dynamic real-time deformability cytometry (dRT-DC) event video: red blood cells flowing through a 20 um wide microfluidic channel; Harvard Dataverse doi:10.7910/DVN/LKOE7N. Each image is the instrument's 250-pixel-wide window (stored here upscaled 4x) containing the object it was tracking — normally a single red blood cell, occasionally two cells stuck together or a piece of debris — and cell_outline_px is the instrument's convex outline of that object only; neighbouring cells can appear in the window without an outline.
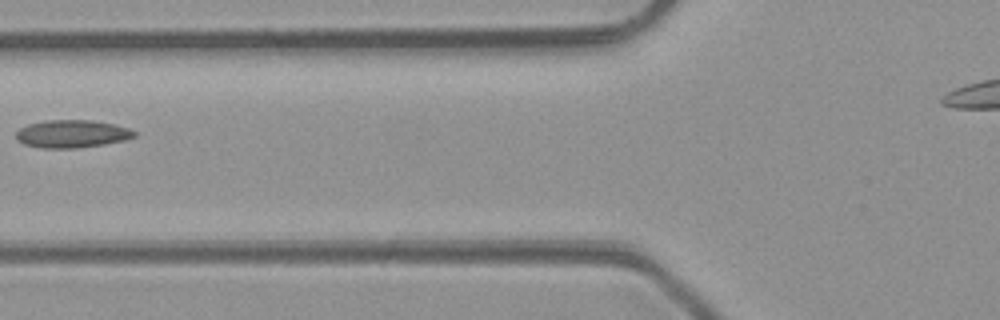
{"species": "common noctule bat (a hibernating species)", "species_latin": "Nyctalus noctula", "temperature_condition": "room temperature", "stored_images_in_passage": 6, "camera_frame_rate_fps": 3000, "um_per_image_px": 0.085, "animal": {"sex": "male", "body_mass_g": 23.1, "forearm_length_mm": 52.7}, "frame": {"image": 1, "passage_image": 6, "time_ms": 6.0, "image_size_px": [1000, 320], "cell_outline_px": [[136, 136], [124, 140], [104, 144], [76, 148], [40, 148], [24, 144], [16, 140], [16, 132], [20, 128], [28, 124], [44, 120], [92, 120], [116, 124], [128, 128], [136, 132]], "centroid_in_image_um": [6.1, 11.37], "position_along_channel_um": 119.7, "area_um2": 19.25}}